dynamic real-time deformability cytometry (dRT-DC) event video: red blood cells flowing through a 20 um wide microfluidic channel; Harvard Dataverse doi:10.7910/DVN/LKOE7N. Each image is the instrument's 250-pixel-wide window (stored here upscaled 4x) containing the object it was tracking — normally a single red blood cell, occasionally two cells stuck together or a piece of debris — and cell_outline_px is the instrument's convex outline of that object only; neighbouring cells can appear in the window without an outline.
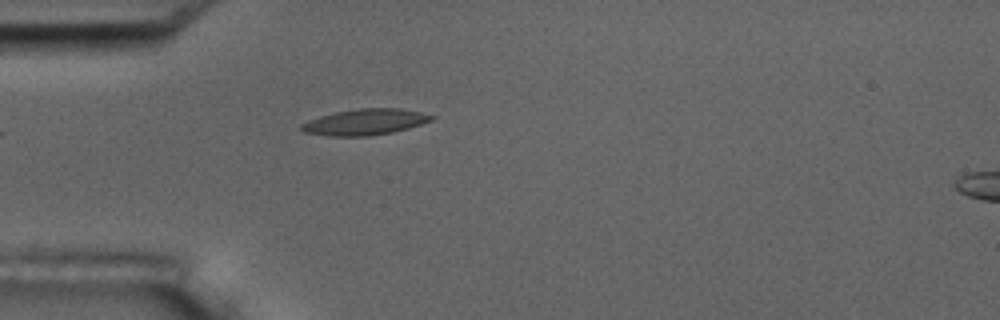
{"species": "common noctule bat (a hibernating species)", "species_latin": "Nyctalus noctula", "temperature_condition": "room temperature", "stored_images_in_passage": 2, "camera_frame_rate_fps": 3000, "um_per_image_px": 0.085, "animal": {"sex": "male", "body_mass_g": 17.5, "forearm_length_mm": 52.3}, "frame": {"image": 1, "passage_image": 2, "time_ms": 1.0, "image_size_px": [1000, 320], "cell_outline_px": [[436, 116], [432, 120], [408, 128], [392, 132], [368, 136], [328, 136], [304, 132], [300, 128], [300, 124], [308, 120], [320, 116], [336, 112], [360, 108], [400, 108], [420, 112]], "centroid_in_image_um": [31.01, 10.37], "position_along_channel_um": 54.0, "area_um2": 19.65}}